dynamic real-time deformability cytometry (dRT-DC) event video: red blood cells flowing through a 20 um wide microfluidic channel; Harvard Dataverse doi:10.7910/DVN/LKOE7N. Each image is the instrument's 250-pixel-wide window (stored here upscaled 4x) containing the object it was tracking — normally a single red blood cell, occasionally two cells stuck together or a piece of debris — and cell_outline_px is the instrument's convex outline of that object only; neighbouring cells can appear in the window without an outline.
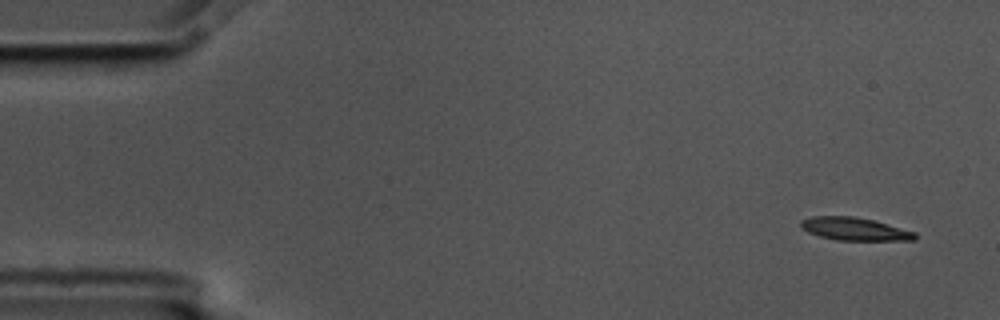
{"species": "common noctule bat (a hibernating species)", "species_latin": "Nyctalus noctula", "temperature_condition": "cold", "stored_images_in_passage": 5, "camera_frame_rate_fps": 3000, "um_per_image_px": 0.085, "animal": {"sex": "male", "body_mass_g": 17.5, "forearm_length_mm": 52.3}, "frame": {"image": 1, "passage_image": 1, "time_ms": 0.0, "image_size_px": [1000, 320], "cell_outline_px": [[916, 240], [836, 240], [820, 236], [808, 232], [800, 224], [800, 220], [812, 216], [852, 216], [872, 220], [916, 232]], "centroid_in_image_um": [72.63, 19.46], "position_along_channel_um": 12.4, "area_um2": 15.03}}
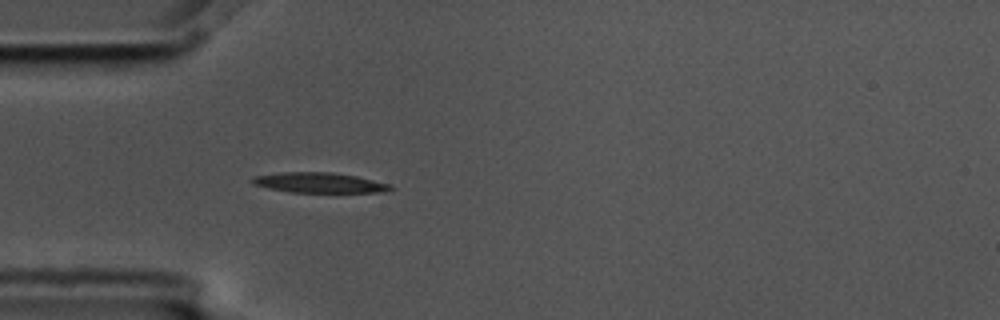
{"frame": {"image": 2, "passage_image": 5, "time_ms": 1.333, "image_size_px": [1000, 320], "cell_outline_px": [[392, 192], [288, 192], [268, 188], [252, 184], [248, 180], [252, 176], [284, 172], [332, 172], [356, 176], [392, 184]], "centroid_in_image_um": [27.13, 15.53], "position_along_channel_um": 57.9, "area_um2": 16.47}}